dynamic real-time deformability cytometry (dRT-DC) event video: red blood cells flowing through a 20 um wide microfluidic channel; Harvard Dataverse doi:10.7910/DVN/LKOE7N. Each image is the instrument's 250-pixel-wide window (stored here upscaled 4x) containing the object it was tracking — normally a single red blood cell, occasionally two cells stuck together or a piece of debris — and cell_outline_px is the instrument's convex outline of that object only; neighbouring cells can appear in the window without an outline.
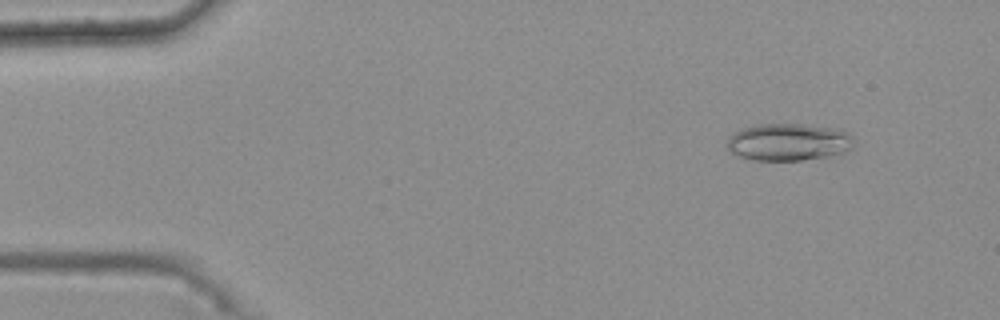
{"species": "common noctule bat (a hibernating species)", "species_latin": "Nyctalus noctula", "temperature_condition": "warm", "stored_images_in_passage": 48, "camera_frame_rate_fps": 3000, "um_per_image_px": 0.085, "animal": {"sex": "female", "body_mass_g": 25.1}, "frame": {"image": 1, "passage_image": 6, "time_ms": 1.667, "image_size_px": [1000, 320], "cell_outline_px": [[852, 148], [844, 152], [832, 156], [800, 160], [756, 160], [740, 156], [732, 152], [728, 148], [728, 140], [732, 132], [740, 128], [756, 124], [804, 124], [836, 128], [848, 132], [852, 136]], "centroid_in_image_um": [67.03, 12.06], "position_along_channel_um": 18.0, "area_um2": 27.63}}
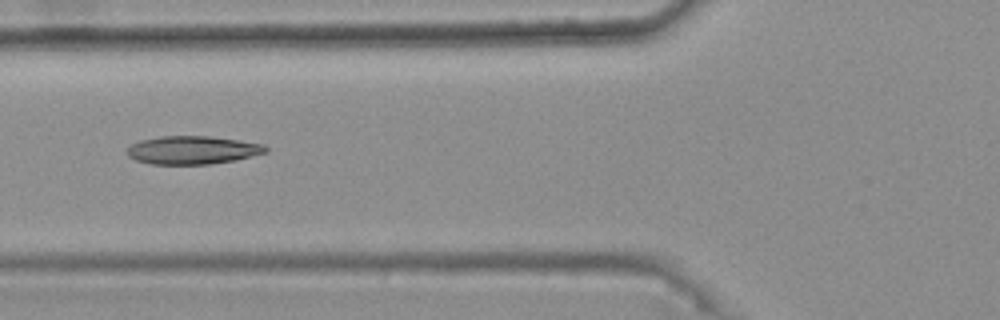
{"frame": {"image": 2, "passage_image": 21, "time_ms": 6.667, "image_size_px": [1000, 320], "cell_outline_px": [[268, 152], [236, 160], [208, 164], [152, 164], [136, 160], [128, 156], [128, 148], [132, 144], [140, 140], [160, 136], [208, 136], [240, 140], [264, 144], [268, 148]], "centroid_in_image_um": [16.4, 12.75], "position_along_channel_um": 109.4, "area_um2": 22.77}}
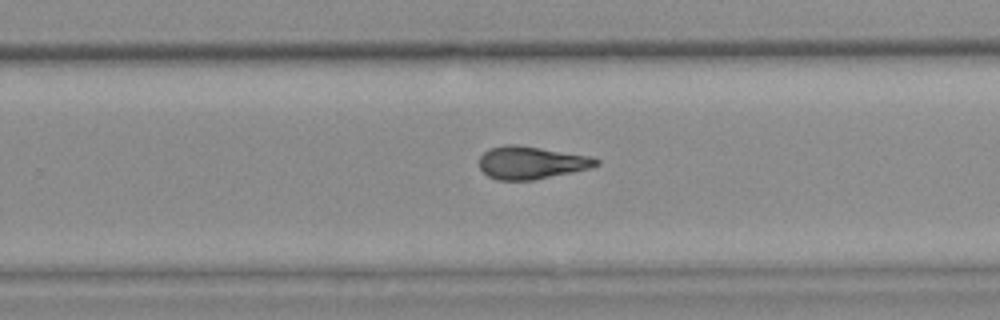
{"frame": {"image": 3, "passage_image": 35, "time_ms": 11.333, "image_size_px": [1000, 320], "cell_outline_px": [[600, 164], [588, 168], [572, 172], [532, 180], [496, 180], [488, 176], [480, 168], [480, 156], [488, 148], [504, 144], [516, 144], [592, 156], [600, 160]], "centroid_in_image_um": [45.14, 13.81], "position_along_channel_um": 284.7, "area_um2": 22.31}, "authors_computed_cell_mechanics": {"area_um2": 22.7154, "velocity_mm_per_s": 3.7571, "shape_relaxation_time_tau1_ms": null, "shape_relaxation_time_tau2_ms": 4.1595, "deformation_change_tau1": null, "deformation_change_tau2": 0.1353}}